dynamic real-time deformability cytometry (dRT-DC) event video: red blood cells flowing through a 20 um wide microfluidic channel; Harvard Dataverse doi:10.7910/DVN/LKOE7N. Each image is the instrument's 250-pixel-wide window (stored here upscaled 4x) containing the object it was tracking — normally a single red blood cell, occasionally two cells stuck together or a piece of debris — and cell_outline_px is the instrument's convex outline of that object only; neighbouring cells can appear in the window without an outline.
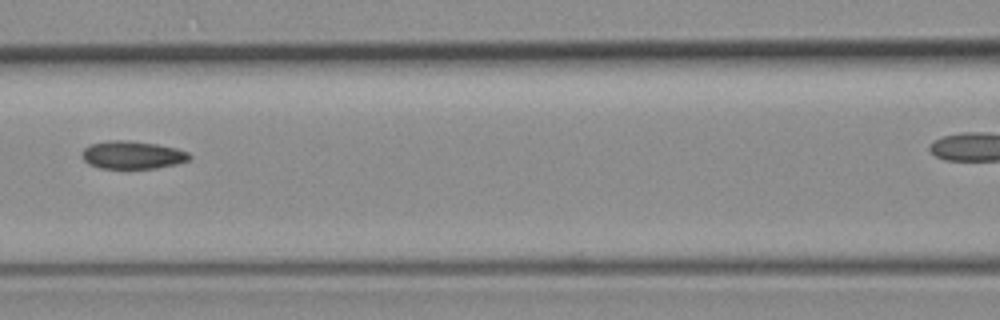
{"species": "common noctule bat (a hibernating species)", "species_latin": "Nyctalus noctula", "temperature_condition": "room temperature", "stored_images_in_passage": 7, "segment_of_instrument_passage": [1, 2], "camera_frame_rate_fps": 3000, "um_per_image_px": 0.085, "animal": {"sex": "female", "body_mass_g": 19.3, "forearm_length_mm": 54.1}, "frame": {"image": 1, "passage_image": 6, "time_ms": 5.667, "image_size_px": [1000, 320], "cell_outline_px": [[192, 156], [188, 160], [176, 164], [156, 168], [100, 168], [88, 164], [80, 156], [84, 148], [92, 144], [112, 140], [124, 140], [156, 144], [176, 148], [188, 152]], "centroid_in_image_um": [11.24, 13.18], "position_along_channel_um": 155.4, "area_um2": 17.34}}